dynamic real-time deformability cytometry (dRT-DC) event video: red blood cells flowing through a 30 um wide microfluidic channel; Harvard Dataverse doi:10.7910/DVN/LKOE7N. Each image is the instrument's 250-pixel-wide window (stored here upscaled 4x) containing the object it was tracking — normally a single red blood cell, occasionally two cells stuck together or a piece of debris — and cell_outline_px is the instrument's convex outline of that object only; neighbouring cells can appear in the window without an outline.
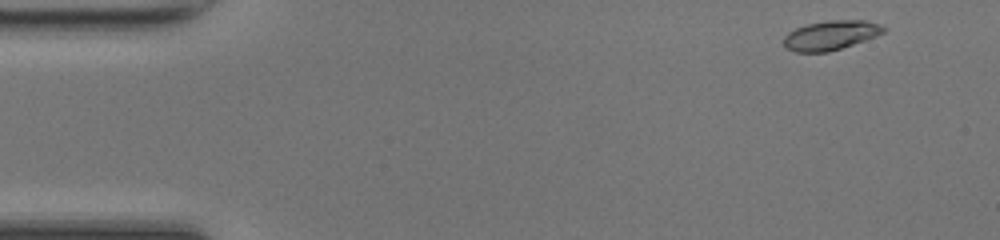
{"species": "common noctule bat (a hibernating species)", "species_latin": "Nyctalus noctula", "temperature_condition": "room temperature", "stored_images_in_passage": 46, "camera_frame_rate_fps": 3000, "um_per_image_px": 0.085, "animal": {"sex": "female", "body_mass_g": 17.0, "forearm_length_mm": 48.0}, "frame": {"image": 1, "passage_image": 1, "time_ms": 0.0, "image_size_px": [1000, 240], "cell_outline_px": [[888, 28], [884, 32], [876, 36], [828, 52], [796, 52], [784, 48], [784, 36], [788, 32], [796, 28], [808, 24], [828, 20], [864, 20], [880, 24]], "centroid_in_image_um": [70.6, 2.99], "position_along_channel_um": 14.4, "area_um2": 17.05}}
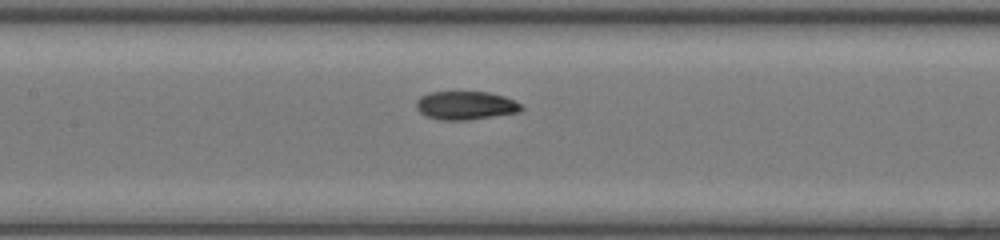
{"frame": {"image": 2, "passage_image": 20, "time_ms": 6.333, "image_size_px": [1000, 240], "cell_outline_px": [[524, 108], [520, 112], [468, 120], [440, 120], [428, 116], [420, 112], [416, 108], [416, 100], [420, 96], [428, 92], [488, 92], [504, 96], [520, 104]], "centroid_in_image_um": [39.56, 8.96], "position_along_channel_um": 167.8, "area_um2": 17.4}}
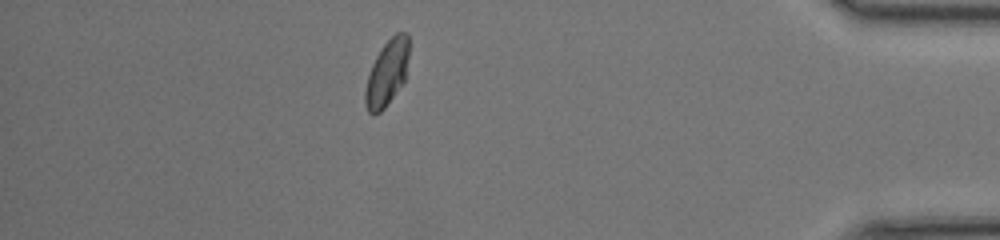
{"frame": {"image": 3, "passage_image": 40, "time_ms": 13.0, "image_size_px": [1000, 240], "cell_outline_px": [[408, 56], [404, 80], [384, 108], [380, 112], [372, 116], [368, 112], [364, 104], [364, 92], [368, 76], [372, 64], [380, 48], [396, 32], [408, 32]], "centroid_in_image_um": [32.86, 6.2], "position_along_channel_um": 402.3, "area_um2": 16.65}, "authors_computed_cell_mechanics": {"area_um2": 17.1955, "velocity_mm_per_s": 4.2314, "shape_relaxation_time_tau1_ms": 2.3957, "shape_relaxation_time_tau2_ms": 0.8281, "deformation_change_tau1": 0.1559, "deformation_change_tau2": 0.0314}}